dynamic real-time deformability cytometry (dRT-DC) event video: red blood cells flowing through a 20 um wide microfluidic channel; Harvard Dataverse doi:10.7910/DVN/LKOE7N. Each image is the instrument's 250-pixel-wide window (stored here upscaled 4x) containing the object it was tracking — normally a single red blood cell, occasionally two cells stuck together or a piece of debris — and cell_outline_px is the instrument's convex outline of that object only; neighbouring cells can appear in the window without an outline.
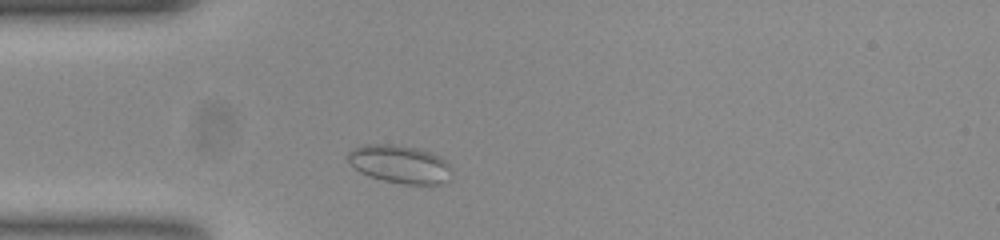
{"species": "common noctule bat (a hibernating species)", "species_latin": "Nyctalus noctula", "temperature_condition": "room temperature", "stored_images_in_passage": 40, "camera_frame_rate_fps": 3000, "um_per_image_px": 0.085, "animal": {"sex": "female", "body_mass_g": 23.0, "forearm_length_mm": 53.4}, "frame": {"image": 1, "passage_image": 5, "time_ms": 1.333, "image_size_px": [1000, 240], "cell_outline_px": [[452, 180], [444, 184], [404, 184], [384, 180], [360, 172], [348, 160], [348, 152], [364, 144], [380, 144], [416, 148], [436, 156], [444, 160], [452, 168]], "centroid_in_image_um": [34.04, 13.98], "position_along_channel_um": 51.0, "area_um2": 22.6}}
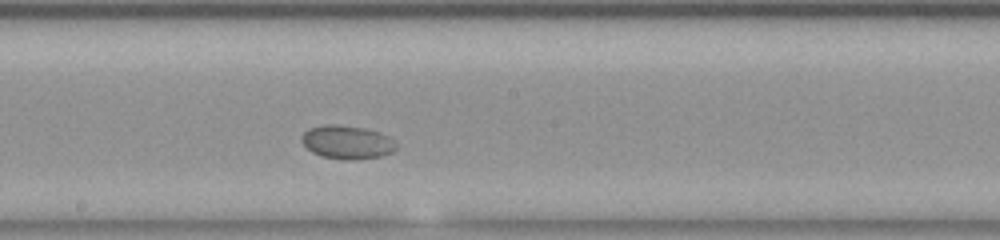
{"frame": {"image": 2, "passage_image": 20, "time_ms": 6.333, "image_size_px": [1000, 240], "cell_outline_px": [[396, 148], [392, 152], [384, 156], [352, 160], [344, 160], [320, 156], [312, 152], [304, 144], [304, 132], [312, 128], [328, 124], [332, 124], [364, 128], [388, 136], [396, 144]], "centroid_in_image_um": [29.54, 12.11], "position_along_channel_um": 218.7, "area_um2": 18.09}}
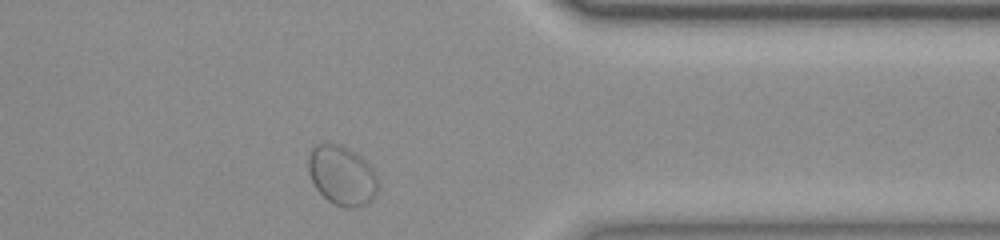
{"frame": {"image": 3, "passage_image": 35, "time_ms": 11.333, "image_size_px": [1000, 240], "cell_outline_px": [[376, 192], [372, 200], [368, 204], [356, 208], [344, 208], [328, 200], [316, 188], [308, 172], [308, 156], [312, 148], [320, 144], [336, 144], [352, 152], [368, 164], [372, 168], [376, 176]], "centroid_in_image_um": [29.04, 14.96], "position_along_channel_um": 382.4, "area_um2": 23.58}}